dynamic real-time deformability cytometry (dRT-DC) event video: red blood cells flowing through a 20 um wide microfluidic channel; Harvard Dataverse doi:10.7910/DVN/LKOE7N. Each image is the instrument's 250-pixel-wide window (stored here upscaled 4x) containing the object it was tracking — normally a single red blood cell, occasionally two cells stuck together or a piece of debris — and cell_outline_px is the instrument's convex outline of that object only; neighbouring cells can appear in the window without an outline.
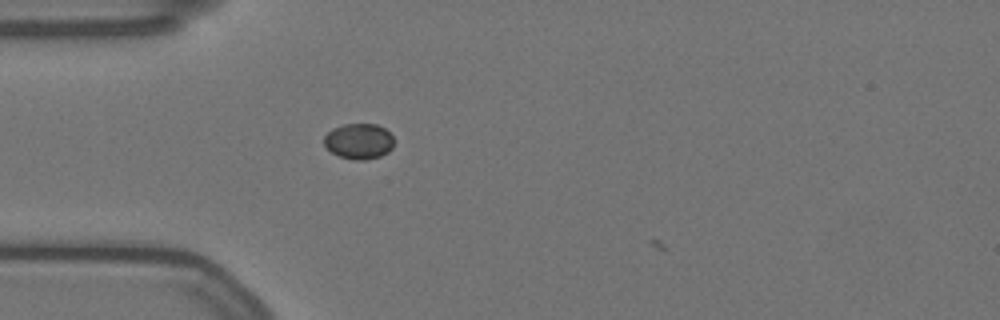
{"species": "Egyptian fruit bat (a non-hibernating species)", "species_latin": "Rousettus aegyptiacus", "temperature_condition": "warm", "stored_images_in_passage": 4, "camera_frame_rate_fps": 3000, "um_per_image_px": 0.085, "animal": {"sex": "female"}, "frame": {"image": 1, "passage_image": 3, "time_ms": 0.667, "image_size_px": [1000, 320], "cell_outline_px": [[392, 148], [388, 152], [380, 156], [364, 160], [352, 160], [340, 156], [332, 152], [324, 144], [324, 136], [332, 128], [344, 124], [376, 124], [384, 128], [392, 136]], "centroid_in_image_um": [30.49, 12.0], "position_along_channel_um": 54.5, "area_um2": 14.39}}